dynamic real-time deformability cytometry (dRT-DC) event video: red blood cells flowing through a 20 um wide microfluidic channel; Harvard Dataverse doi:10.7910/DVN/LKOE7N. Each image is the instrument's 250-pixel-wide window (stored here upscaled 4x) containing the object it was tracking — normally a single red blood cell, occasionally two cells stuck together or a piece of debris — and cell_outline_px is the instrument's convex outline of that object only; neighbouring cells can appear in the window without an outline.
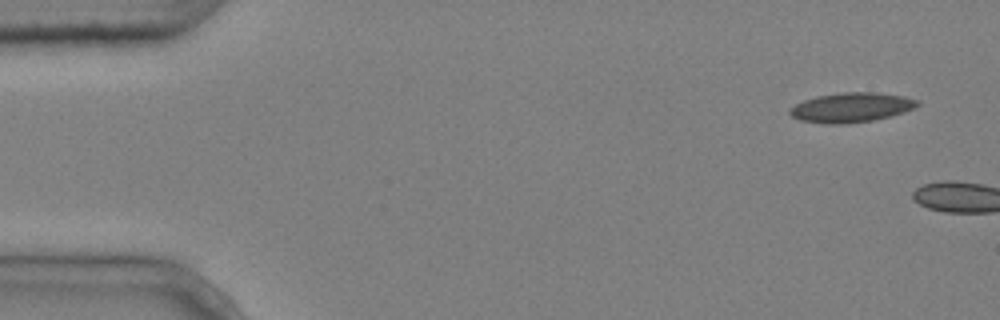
{"species": "common noctule bat (a hibernating species)", "species_latin": "Nyctalus noctula", "temperature_condition": "cold", "stored_images_in_passage": 2, "camera_frame_rate_fps": 3000, "um_per_image_px": 0.085, "animal": {"sex": "male", "body_mass_g": 20.4}, "frame": {"image": 1, "passage_image": 1, "time_ms": 0.0, "image_size_px": [1000, 320], "cell_outline_px": [[920, 104], [916, 108], [892, 116], [872, 120], [848, 124], [828, 124], [800, 120], [792, 116], [788, 112], [788, 108], [804, 100], [816, 96], [844, 92], [876, 92], [904, 96], [920, 100]], "centroid_in_image_um": [72.39, 9.13], "position_along_channel_um": 12.6, "area_um2": 22.25}}